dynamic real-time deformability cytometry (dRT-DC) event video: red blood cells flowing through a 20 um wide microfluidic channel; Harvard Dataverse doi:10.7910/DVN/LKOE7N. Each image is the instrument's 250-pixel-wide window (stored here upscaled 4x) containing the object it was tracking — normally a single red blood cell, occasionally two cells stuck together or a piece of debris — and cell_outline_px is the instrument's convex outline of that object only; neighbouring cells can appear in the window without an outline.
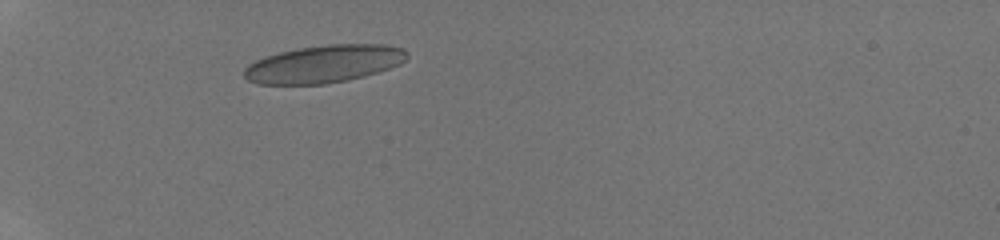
{"species": "human", "species_latin": "Homo sapiens", "temperature_condition": "room temperature", "stored_images_in_passage": 31, "camera_frame_rate_fps": 3000, "um_per_image_px": 0.085, "donor": {"sex": "male"}, "frame": {"image": 1, "passage_image": 1, "time_ms": 0.0, "image_size_px": [1000, 240], "cell_outline_px": [[408, 56], [400, 64], [364, 76], [348, 80], [324, 84], [256, 84], [248, 80], [244, 76], [244, 68], [248, 64], [256, 60], [280, 52], [300, 48], [328, 44], [384, 44], [404, 48], [408, 52]], "centroid_in_image_um": [27.54, 5.43], "position_along_channel_um": 57.5, "area_um2": 35.55}}
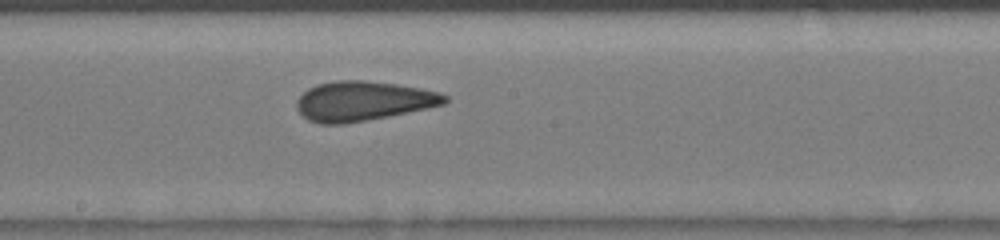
{"frame": {"image": 2, "passage_image": 13, "time_ms": 4.0, "image_size_px": [1000, 240], "cell_outline_px": [[448, 100], [444, 104], [388, 116], [368, 120], [344, 124], [320, 124], [308, 120], [296, 108], [296, 100], [308, 88], [316, 84], [336, 80], [364, 80], [396, 84], [420, 88], [440, 92], [448, 96]], "centroid_in_image_um": [30.83, 8.58], "position_along_channel_um": 217.4, "area_um2": 34.16}}
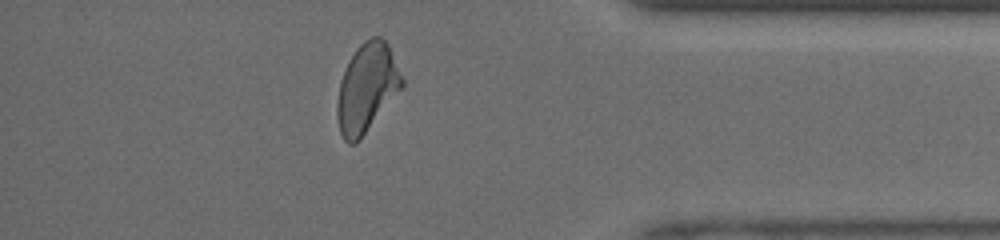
{"frame": {"image": 3, "passage_image": 26, "time_ms": 8.333, "image_size_px": [1000, 240], "cell_outline_px": [[404, 88], [360, 140], [356, 144], [348, 144], [344, 140], [340, 132], [336, 116], [336, 104], [340, 80], [348, 60], [356, 48], [364, 40], [372, 36], [380, 36], [388, 44], [404, 80]], "centroid_in_image_um": [31.18, 7.5], "position_along_channel_um": 404.0, "area_um2": 34.16}}